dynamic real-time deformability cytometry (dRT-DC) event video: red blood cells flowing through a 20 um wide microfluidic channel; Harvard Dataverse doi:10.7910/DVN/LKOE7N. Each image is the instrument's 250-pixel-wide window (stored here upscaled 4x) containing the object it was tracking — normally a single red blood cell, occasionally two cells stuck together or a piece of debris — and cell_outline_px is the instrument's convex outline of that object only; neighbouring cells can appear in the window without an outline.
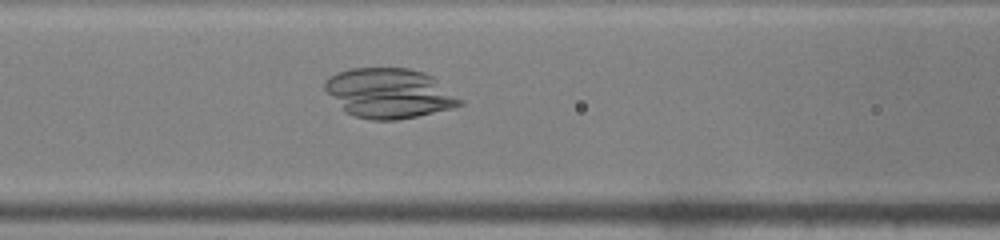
{"species": "common noctule bat (a hibernating species)", "species_latin": "Nyctalus noctula", "temperature_condition": "warm", "stored_images_in_passage": 25, "camera_frame_rate_fps": 3000, "um_per_image_px": 0.085, "animal": {"sex": "male", "body_mass_g": 19.0, "forearm_length_mm": 50.8}, "frame": {"image": 1, "passage_image": 5, "time_ms": 1.333, "image_size_px": [1000, 240], "cell_outline_px": [[464, 104], [452, 108], [416, 116], [396, 120], [372, 120], [356, 116], [344, 112], [324, 88], [324, 80], [336, 72], [352, 68], [408, 68], [424, 72], [432, 76], [464, 100]], "centroid_in_image_um": [33.09, 7.92], "position_along_channel_um": 133.5, "area_um2": 39.25}}
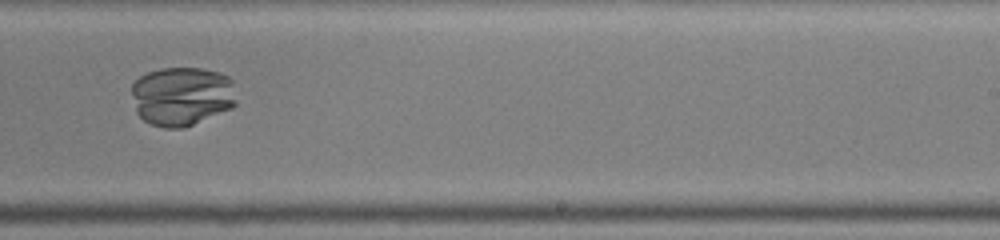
{"frame": {"image": 2, "passage_image": 15, "time_ms": 4.667, "image_size_px": [1000, 240], "cell_outline_px": [[236, 104], [232, 108], [184, 128], [164, 128], [152, 124], [144, 120], [136, 112], [132, 92], [132, 84], [140, 76], [148, 72], [160, 68], [200, 68], [220, 72], [228, 76], [232, 80], [236, 100]], "centroid_in_image_um": [15.47, 8.17], "position_along_channel_um": 273.5, "area_um2": 36.24}}
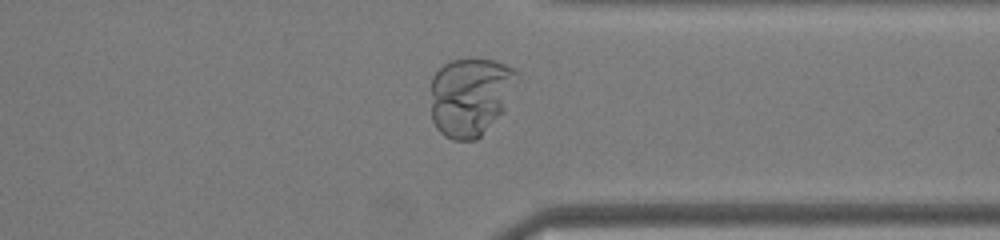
{"frame": {"image": 3, "passage_image": 22, "time_ms": 7.0, "image_size_px": [1000, 240], "cell_outline_px": [[520, 76], [504, 112], [476, 140], [452, 140], [444, 136], [436, 128], [432, 120], [432, 76], [448, 60], [472, 56], [492, 60], [504, 64], [512, 68]], "centroid_in_image_um": [39.99, 8.17], "position_along_channel_um": 371.4, "area_um2": 40.17}}